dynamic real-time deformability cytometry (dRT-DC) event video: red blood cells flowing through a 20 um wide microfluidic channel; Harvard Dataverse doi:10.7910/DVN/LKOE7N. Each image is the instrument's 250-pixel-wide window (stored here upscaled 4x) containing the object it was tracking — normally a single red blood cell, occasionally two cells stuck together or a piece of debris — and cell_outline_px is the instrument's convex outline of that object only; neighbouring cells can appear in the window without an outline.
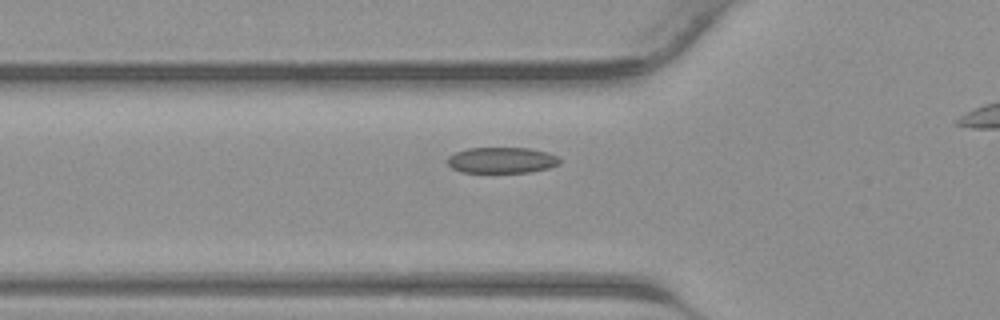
{"species": "common noctule bat (a hibernating species)", "species_latin": "Nyctalus noctula", "temperature_condition": "warm", "stored_images_in_passage": 20, "camera_frame_rate_fps": 3000, "um_per_image_px": 0.085, "animal": {"sex": "male", "body_mass_g": 23.1, "forearm_length_mm": 52.7}, "frame": {"image": 1, "passage_image": 2, "time_ms": 0.333, "image_size_px": [1000, 320], "cell_outline_px": [[560, 164], [548, 168], [528, 172], [460, 172], [452, 168], [448, 164], [448, 156], [456, 152], [468, 148], [528, 148], [548, 152], [556, 156], [560, 160]], "centroid_in_image_um": [42.64, 13.61], "position_along_channel_um": 83.2, "area_um2": 16.88}}
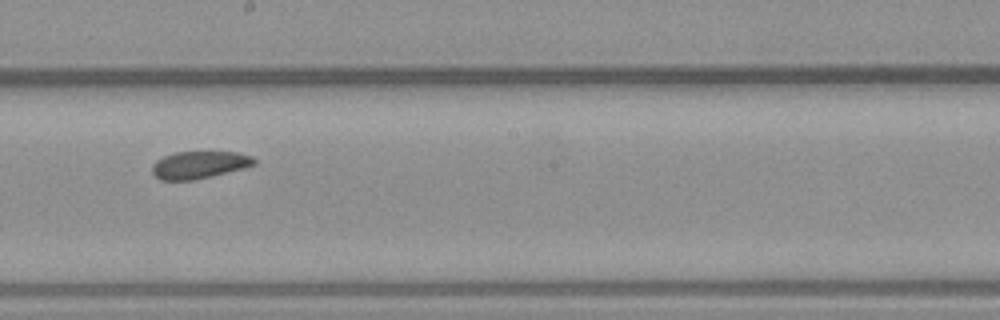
{"frame": {"image": 2, "passage_image": 11, "time_ms": 3.333, "image_size_px": [1000, 320], "cell_outline_px": [[256, 164], [244, 168], [212, 176], [192, 180], [160, 180], [152, 172], [152, 164], [156, 160], [164, 156], [176, 152], [236, 152], [252, 156], [256, 160]], "centroid_in_image_um": [16.94, 14.01], "position_along_channel_um": 231.3, "area_um2": 16.24}}
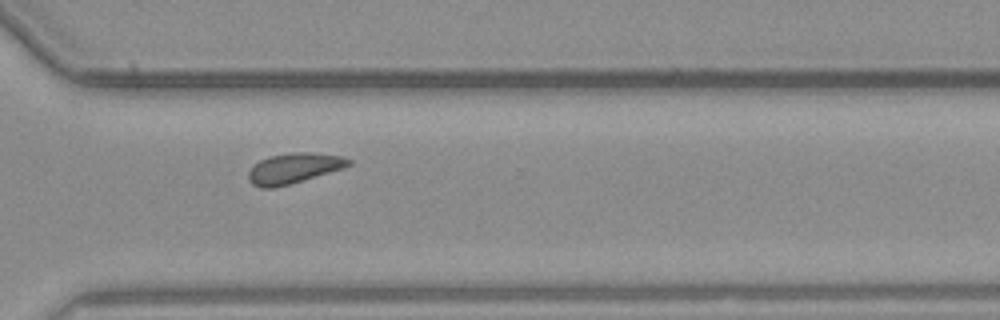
{"frame": {"image": 3, "passage_image": 18, "time_ms": 5.667, "image_size_px": [1000, 320], "cell_outline_px": [[352, 164], [344, 168], [288, 184], [272, 188], [260, 188], [252, 184], [248, 180], [248, 172], [260, 160], [268, 156], [296, 152], [312, 152], [344, 156], [352, 160]], "centroid_in_image_um": [25.0, 14.29], "position_along_channel_um": 345.6, "area_um2": 17.63}}